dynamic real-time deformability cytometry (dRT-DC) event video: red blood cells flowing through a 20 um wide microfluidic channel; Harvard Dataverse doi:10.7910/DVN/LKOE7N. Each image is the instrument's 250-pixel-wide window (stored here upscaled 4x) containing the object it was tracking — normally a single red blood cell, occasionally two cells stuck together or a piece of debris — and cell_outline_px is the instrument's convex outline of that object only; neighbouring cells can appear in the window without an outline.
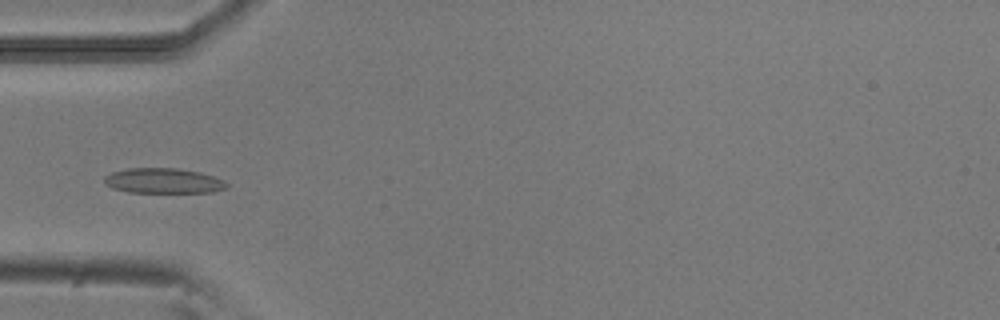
{"species": "common noctule bat (a hibernating species)", "species_latin": "Nyctalus noctula", "temperature_condition": "room temperature", "stored_images_in_passage": 5, "camera_frame_rate_fps": 3000, "um_per_image_px": 0.085, "animal": {"sex": "male", "body_mass_g": 20.5, "forearm_length_mm": 52.5}, "frame": {"image": 1, "passage_image": 4, "time_ms": 1.0, "image_size_px": [1000, 320], "cell_outline_px": [[228, 188], [212, 192], [128, 192], [112, 188], [104, 180], [104, 176], [112, 172], [128, 168], [180, 168], [200, 172], [224, 180], [228, 184]], "centroid_in_image_um": [13.91, 15.36], "position_along_channel_um": 71.1, "area_um2": 17.92}}
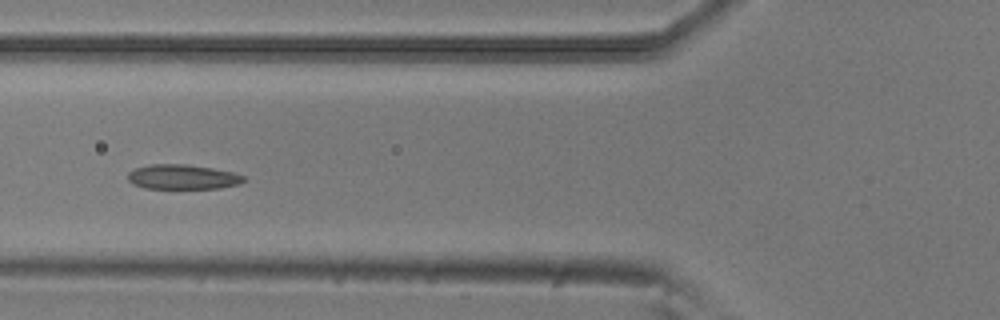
{"frame": {"image": 2, "passage_image": 5, "time_ms": 1.333, "image_size_px": [1000, 320], "cell_outline_px": [[244, 180], [240, 184], [220, 188], [144, 188], [132, 184], [128, 180], [128, 172], [136, 168], [148, 164], [184, 164], [212, 168], [232, 172], [244, 176]], "centroid_in_image_um": [15.49, 15.04], "position_along_channel_um": 110.3, "area_um2": 16.65}}